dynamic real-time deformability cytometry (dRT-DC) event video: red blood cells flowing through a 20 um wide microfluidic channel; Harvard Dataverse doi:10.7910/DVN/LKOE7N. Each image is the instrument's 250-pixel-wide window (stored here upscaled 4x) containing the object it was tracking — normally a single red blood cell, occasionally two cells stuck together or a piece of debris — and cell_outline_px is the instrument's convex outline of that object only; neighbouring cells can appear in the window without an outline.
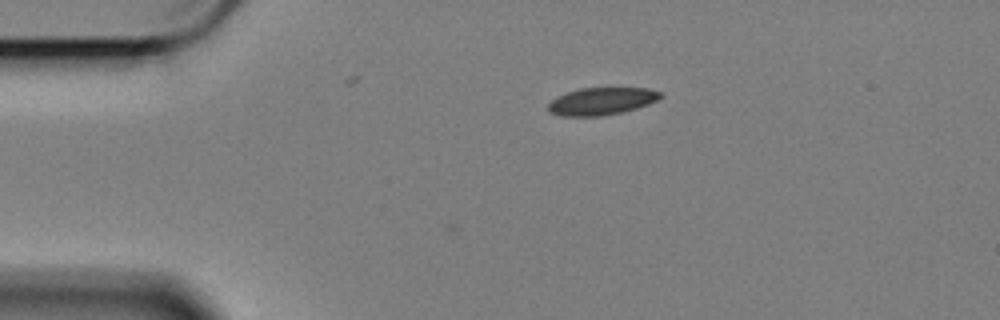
{"species": "Egyptian fruit bat (a non-hibernating species)", "species_latin": "Rousettus aegyptiacus", "temperature_condition": "cold", "stored_images_in_passage": 5, "camera_frame_rate_fps": 3000, "um_per_image_px": 0.085, "animal": {"sex": "female"}, "frame": {"image": 1, "passage_image": 5, "time_ms": 1.333, "image_size_px": [1000, 320], "cell_outline_px": [[664, 96], [648, 104], [636, 108], [620, 112], [600, 116], [560, 116], [548, 112], [548, 104], [556, 96], [580, 88], [648, 88], [660, 92]], "centroid_in_image_um": [51.1, 8.6], "position_along_channel_um": 33.9, "area_um2": 17.86}}